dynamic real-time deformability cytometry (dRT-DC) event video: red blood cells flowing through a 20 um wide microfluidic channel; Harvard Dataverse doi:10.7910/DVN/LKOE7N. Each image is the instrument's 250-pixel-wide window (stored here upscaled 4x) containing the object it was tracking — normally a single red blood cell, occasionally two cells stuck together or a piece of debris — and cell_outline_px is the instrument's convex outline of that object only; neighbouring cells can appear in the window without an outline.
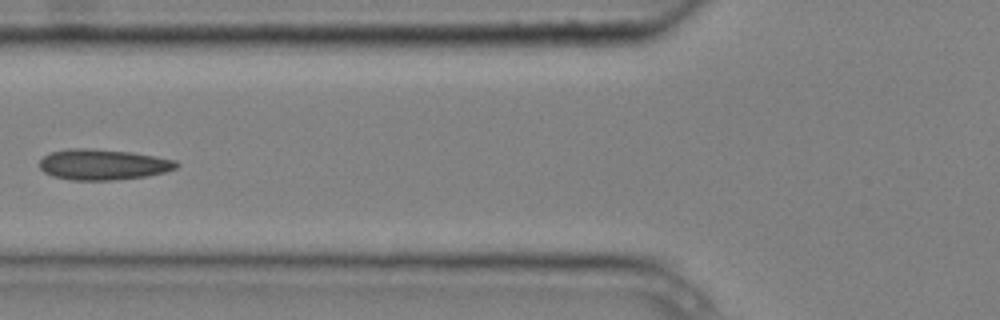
{"species": "common noctule bat (a hibernating species)", "species_latin": "Nyctalus noctula", "temperature_condition": "cold", "stored_images_in_passage": 7, "camera_frame_rate_fps": 3000, "um_per_image_px": 0.085, "animal": {"sex": "male", "body_mass_g": 20.4}, "frame": {"image": 1, "passage_image": 6, "time_ms": 1.667, "image_size_px": [1000, 320], "cell_outline_px": [[180, 164], [176, 168], [164, 172], [148, 176], [116, 180], [72, 180], [52, 176], [44, 172], [40, 168], [40, 160], [44, 156], [52, 152], [68, 148], [88, 148], [132, 152], [156, 156], [176, 160]], "centroid_in_image_um": [8.78, 13.98], "position_along_channel_um": 117.0, "area_um2": 24.62}}
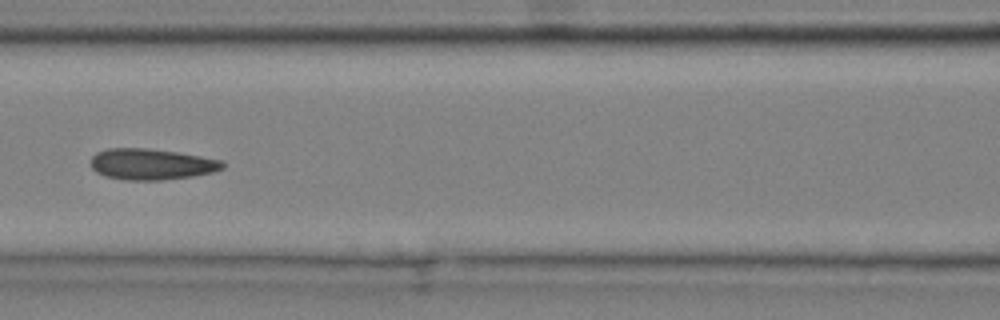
{"frame": {"image": 2, "passage_image": 7, "time_ms": 2.0, "image_size_px": [1000, 320], "cell_outline_px": [[224, 168], [212, 172], [192, 176], [160, 180], [128, 180], [104, 176], [96, 172], [92, 168], [92, 156], [96, 152], [108, 148], [148, 148], [176, 152], [224, 160]], "centroid_in_image_um": [12.87, 13.95], "position_along_channel_um": 153.7, "area_um2": 23.81}}